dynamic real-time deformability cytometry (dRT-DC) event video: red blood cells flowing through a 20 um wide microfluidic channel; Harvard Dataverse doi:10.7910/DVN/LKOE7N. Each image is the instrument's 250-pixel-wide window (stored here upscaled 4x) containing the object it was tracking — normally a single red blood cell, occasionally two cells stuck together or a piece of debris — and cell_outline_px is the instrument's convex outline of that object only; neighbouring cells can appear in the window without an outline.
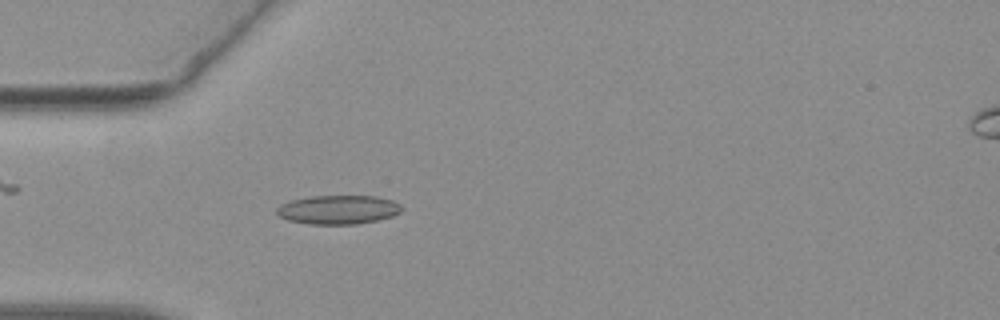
{"species": "common noctule bat (a hibernating species)", "species_latin": "Nyctalus noctula", "temperature_condition": "warm", "stored_images_in_passage": 54, "camera_frame_rate_fps": 3000, "um_per_image_px": 0.085, "animal": {"sex": "female", "body_mass_g": 19.3, "forearm_length_mm": 54.1}, "frame": {"image": 1, "passage_image": 16, "time_ms": 5.0, "image_size_px": [1000, 320], "cell_outline_px": [[400, 212], [392, 216], [376, 220], [356, 224], [308, 224], [288, 220], [280, 216], [276, 212], [276, 208], [280, 204], [292, 200], [312, 196], [376, 196], [392, 200], [400, 204]], "centroid_in_image_um": [28.72, 17.82], "position_along_channel_um": 56.3, "area_um2": 20.92}}
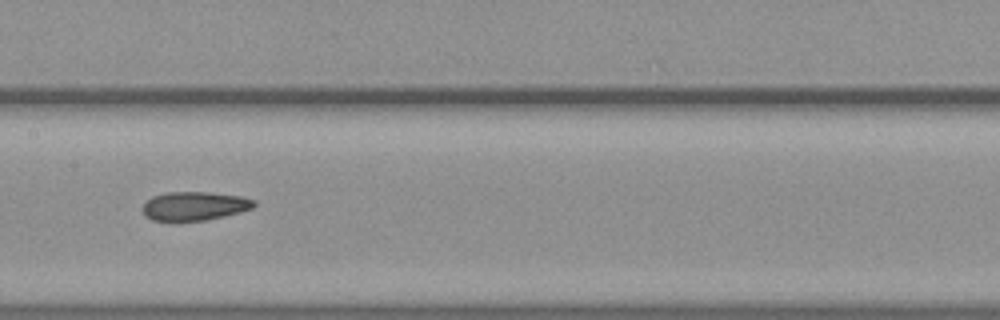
{"frame": {"image": 2, "passage_image": 27, "time_ms": 8.667, "image_size_px": [1000, 320], "cell_outline_px": [[256, 204], [252, 208], [240, 212], [224, 216], [204, 220], [152, 220], [144, 216], [144, 204], [152, 196], [168, 192], [208, 192], [244, 196], [256, 200]], "centroid_in_image_um": [16.58, 17.49], "position_along_channel_um": 190.8, "area_um2": 18.55}}
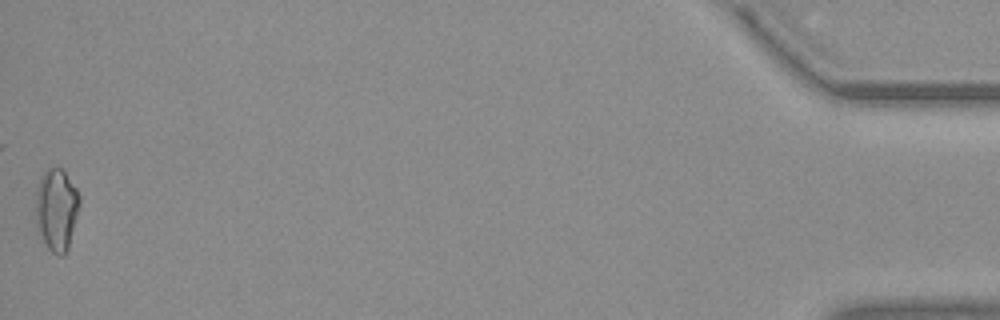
{"frame": {"image": 3, "passage_image": 54, "time_ms": 17.667, "image_size_px": [1000, 320], "cell_outline_px": [[80, 204], [68, 248], [64, 256], [56, 256], [48, 248], [36, 228], [36, 188], [40, 176], [48, 168], [60, 168], [64, 172], [76, 188], [80, 196]], "centroid_in_image_um": [4.79, 17.82], "position_along_channel_um": 430.4, "area_um2": 21.04}, "authors_computed_cell_mechanics": {"area_um2": 19.1607, "velocity_mm_per_s": 3.7873, "shape_relaxation_time_tau1_ms": null, "shape_relaxation_time_tau2_ms": 4.0039, "deformation_change_tau1": null, "deformation_change_tau2": 0.1234}}